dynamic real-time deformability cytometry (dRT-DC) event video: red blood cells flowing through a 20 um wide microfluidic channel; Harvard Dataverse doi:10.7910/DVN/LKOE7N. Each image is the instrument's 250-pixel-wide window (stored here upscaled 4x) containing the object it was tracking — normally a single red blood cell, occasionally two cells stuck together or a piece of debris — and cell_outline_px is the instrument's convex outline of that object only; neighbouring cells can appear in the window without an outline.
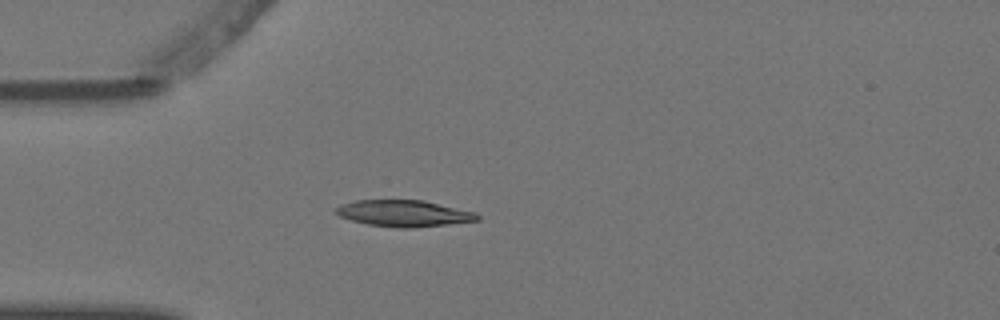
{"species": "Egyptian fruit bat (a non-hibernating species)", "species_latin": "Rousettus aegyptiacus", "temperature_condition": "warm", "stored_images_in_passage": 2, "camera_frame_rate_fps": 3000, "um_per_image_px": 0.085, "animal": {"sex": "female"}, "frame": {"image": 1, "passage_image": 2, "time_ms": 0.333, "image_size_px": [1000, 320], "cell_outline_px": [[480, 220], [448, 224], [408, 228], [400, 228], [368, 224], [352, 220], [340, 216], [336, 212], [336, 208], [340, 204], [356, 200], [424, 200], [476, 212], [480, 216]], "centroid_in_image_um": [34.36, 18.13], "position_along_channel_um": 50.6, "area_um2": 21.68}}